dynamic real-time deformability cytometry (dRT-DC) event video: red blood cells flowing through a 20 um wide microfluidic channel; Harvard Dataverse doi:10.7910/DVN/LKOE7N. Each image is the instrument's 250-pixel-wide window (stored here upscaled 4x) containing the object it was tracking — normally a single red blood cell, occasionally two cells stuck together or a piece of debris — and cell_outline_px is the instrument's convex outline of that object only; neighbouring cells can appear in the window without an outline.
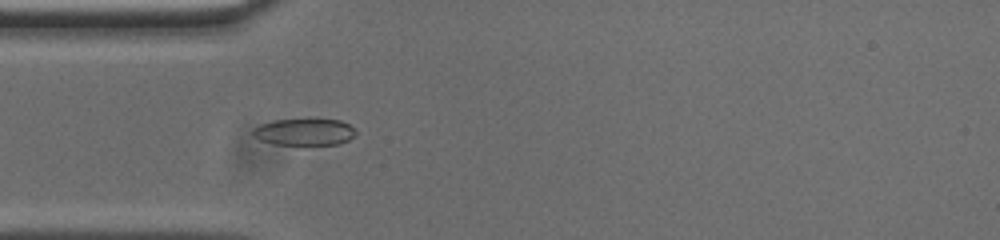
{"species": "common noctule bat (a hibernating species)", "species_latin": "Nyctalus noctula", "temperature_condition": "cold", "stored_images_in_passage": 49, "camera_frame_rate_fps": 3000, "um_per_image_px": 0.085, "animal": {"sex": "male", "body_mass_g": 20.0, "forearm_length_mm": 53.3}, "frame": {"image": 1, "passage_image": 11, "time_ms": 3.333, "image_size_px": [1000, 240], "cell_outline_px": [[356, 132], [348, 140], [340, 144], [276, 144], [260, 140], [252, 136], [252, 128], [260, 124], [276, 120], [308, 116], [316, 116], [340, 120], [348, 124]], "centroid_in_image_um": [25.85, 11.15], "position_along_channel_um": 59.1, "area_um2": 16.76}}
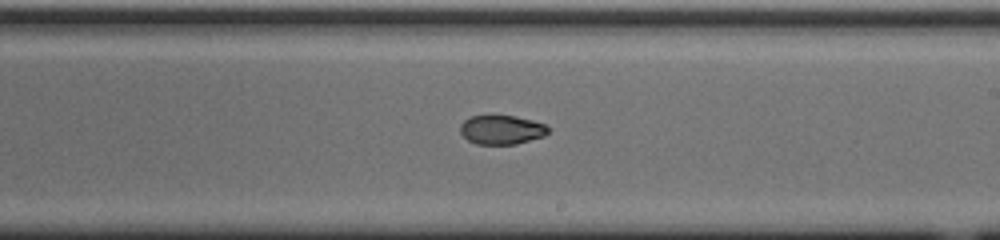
{"frame": {"image": 2, "passage_image": 26, "time_ms": 8.333, "image_size_px": [1000, 240], "cell_outline_px": [[548, 132], [544, 136], [516, 144], [476, 144], [468, 140], [460, 132], [460, 124], [464, 120], [472, 116], [492, 112], [516, 116], [532, 120], [544, 124], [548, 128]], "centroid_in_image_um": [42.59, 10.98], "position_along_channel_um": 246.4, "area_um2": 15.43}}
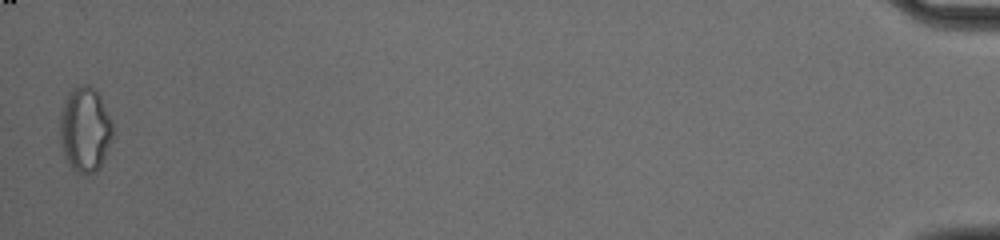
{"frame": {"image": 3, "passage_image": 49, "time_ms": 16.0, "image_size_px": [1000, 240], "cell_outline_px": [[112, 140], [100, 168], [92, 172], [80, 172], [68, 164], [60, 144], [60, 112], [68, 92], [72, 88], [84, 84], [88, 84], [96, 88], [112, 120]], "centroid_in_image_um": [7.23, 10.95], "position_along_channel_um": 428.0, "area_um2": 26.18}, "authors_computed_cell_mechanics": {"area_um2": 16.184, "velocity_mm_per_s": 3.7468, "shape_relaxation_time_tau1_ms": null, "shape_relaxation_time_tau2_ms": 2.4462, "deformation_change_tau1": null, "deformation_change_tau2": 0.0553}}